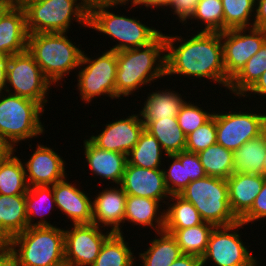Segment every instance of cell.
Returning a JSON list of instances; mask_svg holds the SVG:
<instances>
[{
    "instance_id": "22",
    "label": "cell",
    "mask_w": 266,
    "mask_h": 266,
    "mask_svg": "<svg viewBox=\"0 0 266 266\" xmlns=\"http://www.w3.org/2000/svg\"><path fill=\"white\" fill-rule=\"evenodd\" d=\"M265 176L234 172L228 179L230 208L234 216L240 220L252 207L260 193Z\"/></svg>"
},
{
    "instance_id": "9",
    "label": "cell",
    "mask_w": 266,
    "mask_h": 266,
    "mask_svg": "<svg viewBox=\"0 0 266 266\" xmlns=\"http://www.w3.org/2000/svg\"><path fill=\"white\" fill-rule=\"evenodd\" d=\"M99 54L100 52L92 57L83 50L79 68L75 73L77 89L74 90L78 91L81 102L90 106L94 99L98 100L101 96L105 99L109 97L111 101L116 100L117 52L104 50Z\"/></svg>"
},
{
    "instance_id": "42",
    "label": "cell",
    "mask_w": 266,
    "mask_h": 266,
    "mask_svg": "<svg viewBox=\"0 0 266 266\" xmlns=\"http://www.w3.org/2000/svg\"><path fill=\"white\" fill-rule=\"evenodd\" d=\"M266 220V177L260 193L254 200L251 209L239 220L245 225H251Z\"/></svg>"
},
{
    "instance_id": "19",
    "label": "cell",
    "mask_w": 266,
    "mask_h": 266,
    "mask_svg": "<svg viewBox=\"0 0 266 266\" xmlns=\"http://www.w3.org/2000/svg\"><path fill=\"white\" fill-rule=\"evenodd\" d=\"M69 179L66 177L52 185L56 209L58 208L57 211L59 210L61 215H66L64 219L67 218L72 224H91L93 196L90 194L93 192L86 193L80 188V184H72Z\"/></svg>"
},
{
    "instance_id": "23",
    "label": "cell",
    "mask_w": 266,
    "mask_h": 266,
    "mask_svg": "<svg viewBox=\"0 0 266 266\" xmlns=\"http://www.w3.org/2000/svg\"><path fill=\"white\" fill-rule=\"evenodd\" d=\"M164 207L152 198L127 195L124 224L139 225L137 228L142 227L143 230L151 227L150 230L155 233L161 232L164 229Z\"/></svg>"
},
{
    "instance_id": "31",
    "label": "cell",
    "mask_w": 266,
    "mask_h": 266,
    "mask_svg": "<svg viewBox=\"0 0 266 266\" xmlns=\"http://www.w3.org/2000/svg\"><path fill=\"white\" fill-rule=\"evenodd\" d=\"M166 155L159 141L144 129L136 145L127 154V164L149 169L163 168Z\"/></svg>"
},
{
    "instance_id": "50",
    "label": "cell",
    "mask_w": 266,
    "mask_h": 266,
    "mask_svg": "<svg viewBox=\"0 0 266 266\" xmlns=\"http://www.w3.org/2000/svg\"><path fill=\"white\" fill-rule=\"evenodd\" d=\"M15 152V147L0 134V161L7 159Z\"/></svg>"
},
{
    "instance_id": "11",
    "label": "cell",
    "mask_w": 266,
    "mask_h": 266,
    "mask_svg": "<svg viewBox=\"0 0 266 266\" xmlns=\"http://www.w3.org/2000/svg\"><path fill=\"white\" fill-rule=\"evenodd\" d=\"M246 226L238 221L229 226H217L212 230L205 254L201 257L202 266H260L255 254L250 251L242 240ZM241 233V234H240ZM251 252V253H250Z\"/></svg>"
},
{
    "instance_id": "26",
    "label": "cell",
    "mask_w": 266,
    "mask_h": 266,
    "mask_svg": "<svg viewBox=\"0 0 266 266\" xmlns=\"http://www.w3.org/2000/svg\"><path fill=\"white\" fill-rule=\"evenodd\" d=\"M154 236L153 239L151 238L152 241L149 240V245L145 244L148 246L144 248L146 251L138 252L136 261L142 262H138L141 266H169L183 254L171 234L161 231Z\"/></svg>"
},
{
    "instance_id": "4",
    "label": "cell",
    "mask_w": 266,
    "mask_h": 266,
    "mask_svg": "<svg viewBox=\"0 0 266 266\" xmlns=\"http://www.w3.org/2000/svg\"><path fill=\"white\" fill-rule=\"evenodd\" d=\"M65 33H36L28 35L27 50L34 57L44 76L58 87L65 77L79 68L82 44L73 42ZM77 44V45H76ZM80 45V47H79ZM76 69V70H75ZM58 85V86H57Z\"/></svg>"
},
{
    "instance_id": "28",
    "label": "cell",
    "mask_w": 266,
    "mask_h": 266,
    "mask_svg": "<svg viewBox=\"0 0 266 266\" xmlns=\"http://www.w3.org/2000/svg\"><path fill=\"white\" fill-rule=\"evenodd\" d=\"M147 130L160 143L167 155H174L185 151L186 135L178 125L177 118L142 120Z\"/></svg>"
},
{
    "instance_id": "55",
    "label": "cell",
    "mask_w": 266,
    "mask_h": 266,
    "mask_svg": "<svg viewBox=\"0 0 266 266\" xmlns=\"http://www.w3.org/2000/svg\"><path fill=\"white\" fill-rule=\"evenodd\" d=\"M89 3L96 2V1H118V0H87Z\"/></svg>"
},
{
    "instance_id": "13",
    "label": "cell",
    "mask_w": 266,
    "mask_h": 266,
    "mask_svg": "<svg viewBox=\"0 0 266 266\" xmlns=\"http://www.w3.org/2000/svg\"><path fill=\"white\" fill-rule=\"evenodd\" d=\"M64 228V258L67 266H92L105 240L112 234L96 224H69ZM106 231V232H105Z\"/></svg>"
},
{
    "instance_id": "6",
    "label": "cell",
    "mask_w": 266,
    "mask_h": 266,
    "mask_svg": "<svg viewBox=\"0 0 266 266\" xmlns=\"http://www.w3.org/2000/svg\"><path fill=\"white\" fill-rule=\"evenodd\" d=\"M5 246L17 258L20 266H63L64 228L30 227L13 236Z\"/></svg>"
},
{
    "instance_id": "24",
    "label": "cell",
    "mask_w": 266,
    "mask_h": 266,
    "mask_svg": "<svg viewBox=\"0 0 266 266\" xmlns=\"http://www.w3.org/2000/svg\"><path fill=\"white\" fill-rule=\"evenodd\" d=\"M168 88L157 90V87L154 91L152 88L151 93L149 92L147 97L144 98L141 109L137 111L140 114L141 120L177 118V114L187 97L182 93L179 94L178 90L176 92V90L173 91L169 86Z\"/></svg>"
},
{
    "instance_id": "12",
    "label": "cell",
    "mask_w": 266,
    "mask_h": 266,
    "mask_svg": "<svg viewBox=\"0 0 266 266\" xmlns=\"http://www.w3.org/2000/svg\"><path fill=\"white\" fill-rule=\"evenodd\" d=\"M52 85L28 50L8 57L5 92L31 99L45 109Z\"/></svg>"
},
{
    "instance_id": "35",
    "label": "cell",
    "mask_w": 266,
    "mask_h": 266,
    "mask_svg": "<svg viewBox=\"0 0 266 266\" xmlns=\"http://www.w3.org/2000/svg\"><path fill=\"white\" fill-rule=\"evenodd\" d=\"M266 71V42L260 50L253 55L245 64V67L231 80L228 87L233 98L241 99L242 96L256 83Z\"/></svg>"
},
{
    "instance_id": "38",
    "label": "cell",
    "mask_w": 266,
    "mask_h": 266,
    "mask_svg": "<svg viewBox=\"0 0 266 266\" xmlns=\"http://www.w3.org/2000/svg\"><path fill=\"white\" fill-rule=\"evenodd\" d=\"M255 5L256 0H222L223 32L227 29L253 27Z\"/></svg>"
},
{
    "instance_id": "1",
    "label": "cell",
    "mask_w": 266,
    "mask_h": 266,
    "mask_svg": "<svg viewBox=\"0 0 266 266\" xmlns=\"http://www.w3.org/2000/svg\"><path fill=\"white\" fill-rule=\"evenodd\" d=\"M186 38L181 34L165 35L166 77L178 75L182 78L205 79L218 84L227 93L230 80L224 66L221 32H204L193 30ZM190 37V38H188ZM185 38V39H184ZM193 77V78H192Z\"/></svg>"
},
{
    "instance_id": "14",
    "label": "cell",
    "mask_w": 266,
    "mask_h": 266,
    "mask_svg": "<svg viewBox=\"0 0 266 266\" xmlns=\"http://www.w3.org/2000/svg\"><path fill=\"white\" fill-rule=\"evenodd\" d=\"M221 40L225 72L231 81L266 42V31L256 27L227 29L221 32Z\"/></svg>"
},
{
    "instance_id": "17",
    "label": "cell",
    "mask_w": 266,
    "mask_h": 266,
    "mask_svg": "<svg viewBox=\"0 0 266 266\" xmlns=\"http://www.w3.org/2000/svg\"><path fill=\"white\" fill-rule=\"evenodd\" d=\"M106 187H102V191L95 190L94 193L98 192L92 197V223L112 233L124 234L127 194L120 185Z\"/></svg>"
},
{
    "instance_id": "53",
    "label": "cell",
    "mask_w": 266,
    "mask_h": 266,
    "mask_svg": "<svg viewBox=\"0 0 266 266\" xmlns=\"http://www.w3.org/2000/svg\"><path fill=\"white\" fill-rule=\"evenodd\" d=\"M10 5H22L26 0H4Z\"/></svg>"
},
{
    "instance_id": "51",
    "label": "cell",
    "mask_w": 266,
    "mask_h": 266,
    "mask_svg": "<svg viewBox=\"0 0 266 266\" xmlns=\"http://www.w3.org/2000/svg\"><path fill=\"white\" fill-rule=\"evenodd\" d=\"M8 56L0 54V93L5 92L7 82Z\"/></svg>"
},
{
    "instance_id": "15",
    "label": "cell",
    "mask_w": 266,
    "mask_h": 266,
    "mask_svg": "<svg viewBox=\"0 0 266 266\" xmlns=\"http://www.w3.org/2000/svg\"><path fill=\"white\" fill-rule=\"evenodd\" d=\"M128 113L126 118L108 121L103 124L102 131L97 130V134L86 135V137L98 148L123 153L127 155L138 142L140 134L145 129L139 112ZM101 132V133H99Z\"/></svg>"
},
{
    "instance_id": "39",
    "label": "cell",
    "mask_w": 266,
    "mask_h": 266,
    "mask_svg": "<svg viewBox=\"0 0 266 266\" xmlns=\"http://www.w3.org/2000/svg\"><path fill=\"white\" fill-rule=\"evenodd\" d=\"M166 160L168 168L164 164L162 169L167 189L170 195H179L191 182L186 171V150L174 155H166Z\"/></svg>"
},
{
    "instance_id": "20",
    "label": "cell",
    "mask_w": 266,
    "mask_h": 266,
    "mask_svg": "<svg viewBox=\"0 0 266 266\" xmlns=\"http://www.w3.org/2000/svg\"><path fill=\"white\" fill-rule=\"evenodd\" d=\"M84 165L94 174V179L99 178L102 182L108 181L109 184L120 185L125 167L127 164V155L114 151H107L96 147L89 139L83 140ZM96 177V178H95Z\"/></svg>"
},
{
    "instance_id": "27",
    "label": "cell",
    "mask_w": 266,
    "mask_h": 266,
    "mask_svg": "<svg viewBox=\"0 0 266 266\" xmlns=\"http://www.w3.org/2000/svg\"><path fill=\"white\" fill-rule=\"evenodd\" d=\"M55 208L52 186L29 187L26 193L27 228L54 226V223L51 224V221H48L47 216L52 215L51 211L57 210Z\"/></svg>"
},
{
    "instance_id": "43",
    "label": "cell",
    "mask_w": 266,
    "mask_h": 266,
    "mask_svg": "<svg viewBox=\"0 0 266 266\" xmlns=\"http://www.w3.org/2000/svg\"><path fill=\"white\" fill-rule=\"evenodd\" d=\"M197 3V0H172L165 11V14L170 8V12L173 14L172 16L176 17H174L172 20L178 19V23H181L183 26L194 14Z\"/></svg>"
},
{
    "instance_id": "52",
    "label": "cell",
    "mask_w": 266,
    "mask_h": 266,
    "mask_svg": "<svg viewBox=\"0 0 266 266\" xmlns=\"http://www.w3.org/2000/svg\"><path fill=\"white\" fill-rule=\"evenodd\" d=\"M11 5L8 4L4 0H0V16L10 7Z\"/></svg>"
},
{
    "instance_id": "36",
    "label": "cell",
    "mask_w": 266,
    "mask_h": 266,
    "mask_svg": "<svg viewBox=\"0 0 266 266\" xmlns=\"http://www.w3.org/2000/svg\"><path fill=\"white\" fill-rule=\"evenodd\" d=\"M207 176L228 179L233 172V151L214 144L197 153Z\"/></svg>"
},
{
    "instance_id": "16",
    "label": "cell",
    "mask_w": 266,
    "mask_h": 266,
    "mask_svg": "<svg viewBox=\"0 0 266 266\" xmlns=\"http://www.w3.org/2000/svg\"><path fill=\"white\" fill-rule=\"evenodd\" d=\"M33 154H29L28 159L23 160L25 167L26 181L29 187L32 186H52L56 182L65 179L67 173L65 159L54 148L36 143ZM63 158V159H62ZM68 174V175H67Z\"/></svg>"
},
{
    "instance_id": "10",
    "label": "cell",
    "mask_w": 266,
    "mask_h": 266,
    "mask_svg": "<svg viewBox=\"0 0 266 266\" xmlns=\"http://www.w3.org/2000/svg\"><path fill=\"white\" fill-rule=\"evenodd\" d=\"M239 103H241L242 108L237 106L235 107L236 109H232L229 106L227 108L225 106L224 109H229V111L220 109L222 112L215 110L213 114L215 117L217 144L233 152L245 142L258 137L266 130V113L263 114L260 110H257L262 108L261 106L264 104H258V107H252L251 110L250 107H246V103L243 105L242 101Z\"/></svg>"
},
{
    "instance_id": "32",
    "label": "cell",
    "mask_w": 266,
    "mask_h": 266,
    "mask_svg": "<svg viewBox=\"0 0 266 266\" xmlns=\"http://www.w3.org/2000/svg\"><path fill=\"white\" fill-rule=\"evenodd\" d=\"M164 209V229H185L204 222L192 203L180 195H171Z\"/></svg>"
},
{
    "instance_id": "2",
    "label": "cell",
    "mask_w": 266,
    "mask_h": 266,
    "mask_svg": "<svg viewBox=\"0 0 266 266\" xmlns=\"http://www.w3.org/2000/svg\"><path fill=\"white\" fill-rule=\"evenodd\" d=\"M163 78H166L163 32L147 46L117 52L116 100L137 96L135 92L142 87Z\"/></svg>"
},
{
    "instance_id": "7",
    "label": "cell",
    "mask_w": 266,
    "mask_h": 266,
    "mask_svg": "<svg viewBox=\"0 0 266 266\" xmlns=\"http://www.w3.org/2000/svg\"><path fill=\"white\" fill-rule=\"evenodd\" d=\"M44 111L38 102L31 99L0 93V134L15 147V152L24 141H29V144L32 139L44 136L46 130L41 121Z\"/></svg>"
},
{
    "instance_id": "46",
    "label": "cell",
    "mask_w": 266,
    "mask_h": 266,
    "mask_svg": "<svg viewBox=\"0 0 266 266\" xmlns=\"http://www.w3.org/2000/svg\"><path fill=\"white\" fill-rule=\"evenodd\" d=\"M254 94V95H253ZM256 99L266 98V71L260 76L256 83L242 96L244 98H250L252 96ZM255 95L259 96L256 97ZM250 97V98H249Z\"/></svg>"
},
{
    "instance_id": "44",
    "label": "cell",
    "mask_w": 266,
    "mask_h": 266,
    "mask_svg": "<svg viewBox=\"0 0 266 266\" xmlns=\"http://www.w3.org/2000/svg\"><path fill=\"white\" fill-rule=\"evenodd\" d=\"M186 171L190 181L201 179L207 176L197 153L186 151Z\"/></svg>"
},
{
    "instance_id": "47",
    "label": "cell",
    "mask_w": 266,
    "mask_h": 266,
    "mask_svg": "<svg viewBox=\"0 0 266 266\" xmlns=\"http://www.w3.org/2000/svg\"><path fill=\"white\" fill-rule=\"evenodd\" d=\"M253 27L266 31V0H256Z\"/></svg>"
},
{
    "instance_id": "49",
    "label": "cell",
    "mask_w": 266,
    "mask_h": 266,
    "mask_svg": "<svg viewBox=\"0 0 266 266\" xmlns=\"http://www.w3.org/2000/svg\"><path fill=\"white\" fill-rule=\"evenodd\" d=\"M0 266H20L17 258L5 245H0Z\"/></svg>"
},
{
    "instance_id": "8",
    "label": "cell",
    "mask_w": 266,
    "mask_h": 266,
    "mask_svg": "<svg viewBox=\"0 0 266 266\" xmlns=\"http://www.w3.org/2000/svg\"><path fill=\"white\" fill-rule=\"evenodd\" d=\"M179 195L192 203L204 222L215 227L239 221L230 208L226 179L206 176L191 181Z\"/></svg>"
},
{
    "instance_id": "21",
    "label": "cell",
    "mask_w": 266,
    "mask_h": 266,
    "mask_svg": "<svg viewBox=\"0 0 266 266\" xmlns=\"http://www.w3.org/2000/svg\"><path fill=\"white\" fill-rule=\"evenodd\" d=\"M26 14L21 5H11L0 16V54L11 56L27 50Z\"/></svg>"
},
{
    "instance_id": "54",
    "label": "cell",
    "mask_w": 266,
    "mask_h": 266,
    "mask_svg": "<svg viewBox=\"0 0 266 266\" xmlns=\"http://www.w3.org/2000/svg\"><path fill=\"white\" fill-rule=\"evenodd\" d=\"M263 175L266 177V155H265V158H264Z\"/></svg>"
},
{
    "instance_id": "45",
    "label": "cell",
    "mask_w": 266,
    "mask_h": 266,
    "mask_svg": "<svg viewBox=\"0 0 266 266\" xmlns=\"http://www.w3.org/2000/svg\"><path fill=\"white\" fill-rule=\"evenodd\" d=\"M122 2H123V8H125L126 6H128L129 5V3H130V5H129V7H130V9L132 8V9H138V8H140L141 9V7H142V9H145L146 8V10H148L149 8L151 9V10H153L154 8H156V9H154V10H157V11H159V9H161V11L163 10V11H165L166 10V8H168V6L170 5V3L172 2V0H122ZM139 6V7H138ZM144 6H145V8H144ZM134 7V8H133Z\"/></svg>"
},
{
    "instance_id": "33",
    "label": "cell",
    "mask_w": 266,
    "mask_h": 266,
    "mask_svg": "<svg viewBox=\"0 0 266 266\" xmlns=\"http://www.w3.org/2000/svg\"><path fill=\"white\" fill-rule=\"evenodd\" d=\"M211 223L203 222L194 227L185 229H163L177 241L183 254L202 257L207 249L209 236L214 229Z\"/></svg>"
},
{
    "instance_id": "40",
    "label": "cell",
    "mask_w": 266,
    "mask_h": 266,
    "mask_svg": "<svg viewBox=\"0 0 266 266\" xmlns=\"http://www.w3.org/2000/svg\"><path fill=\"white\" fill-rule=\"evenodd\" d=\"M196 101L195 103L194 101L190 102V100L185 101L177 114L178 125L186 136L209 121L215 112L213 109L211 111L212 107H210L209 112L208 109L206 111L203 106L201 107L204 103L198 104Z\"/></svg>"
},
{
    "instance_id": "25",
    "label": "cell",
    "mask_w": 266,
    "mask_h": 266,
    "mask_svg": "<svg viewBox=\"0 0 266 266\" xmlns=\"http://www.w3.org/2000/svg\"><path fill=\"white\" fill-rule=\"evenodd\" d=\"M27 229L26 194H0V245Z\"/></svg>"
},
{
    "instance_id": "3",
    "label": "cell",
    "mask_w": 266,
    "mask_h": 266,
    "mask_svg": "<svg viewBox=\"0 0 266 266\" xmlns=\"http://www.w3.org/2000/svg\"><path fill=\"white\" fill-rule=\"evenodd\" d=\"M122 7V1H96L89 3V29L103 34L115 42L110 51H123L144 47L153 42L161 33L150 24L140 21L139 17L113 12L114 7ZM111 10V11H110ZM122 14V15H121ZM139 18V19H138ZM149 25V26H148ZM115 39V40H114Z\"/></svg>"
},
{
    "instance_id": "30",
    "label": "cell",
    "mask_w": 266,
    "mask_h": 266,
    "mask_svg": "<svg viewBox=\"0 0 266 266\" xmlns=\"http://www.w3.org/2000/svg\"><path fill=\"white\" fill-rule=\"evenodd\" d=\"M124 235L127 234L112 233L103 243L92 266H138L135 265V248L133 250Z\"/></svg>"
},
{
    "instance_id": "41",
    "label": "cell",
    "mask_w": 266,
    "mask_h": 266,
    "mask_svg": "<svg viewBox=\"0 0 266 266\" xmlns=\"http://www.w3.org/2000/svg\"><path fill=\"white\" fill-rule=\"evenodd\" d=\"M217 143V132L215 117L213 116L205 124L186 136L185 150L192 153H199L209 146Z\"/></svg>"
},
{
    "instance_id": "29",
    "label": "cell",
    "mask_w": 266,
    "mask_h": 266,
    "mask_svg": "<svg viewBox=\"0 0 266 266\" xmlns=\"http://www.w3.org/2000/svg\"><path fill=\"white\" fill-rule=\"evenodd\" d=\"M233 172L263 175L266 130L233 152Z\"/></svg>"
},
{
    "instance_id": "18",
    "label": "cell",
    "mask_w": 266,
    "mask_h": 266,
    "mask_svg": "<svg viewBox=\"0 0 266 266\" xmlns=\"http://www.w3.org/2000/svg\"><path fill=\"white\" fill-rule=\"evenodd\" d=\"M120 186L127 195L152 198L163 206L171 196L162 168L149 169L126 164Z\"/></svg>"
},
{
    "instance_id": "48",
    "label": "cell",
    "mask_w": 266,
    "mask_h": 266,
    "mask_svg": "<svg viewBox=\"0 0 266 266\" xmlns=\"http://www.w3.org/2000/svg\"><path fill=\"white\" fill-rule=\"evenodd\" d=\"M169 266H202V260L196 255L182 254Z\"/></svg>"
},
{
    "instance_id": "37",
    "label": "cell",
    "mask_w": 266,
    "mask_h": 266,
    "mask_svg": "<svg viewBox=\"0 0 266 266\" xmlns=\"http://www.w3.org/2000/svg\"><path fill=\"white\" fill-rule=\"evenodd\" d=\"M195 22L197 26H195L194 28H198L196 32H223L222 0H199L194 10V14L184 24L185 30L186 27H188L187 25L194 24ZM199 25L201 27V30L199 29Z\"/></svg>"
},
{
    "instance_id": "5",
    "label": "cell",
    "mask_w": 266,
    "mask_h": 266,
    "mask_svg": "<svg viewBox=\"0 0 266 266\" xmlns=\"http://www.w3.org/2000/svg\"><path fill=\"white\" fill-rule=\"evenodd\" d=\"M21 6L28 34L68 33L73 21L79 28H89L87 0H26Z\"/></svg>"
},
{
    "instance_id": "34",
    "label": "cell",
    "mask_w": 266,
    "mask_h": 266,
    "mask_svg": "<svg viewBox=\"0 0 266 266\" xmlns=\"http://www.w3.org/2000/svg\"><path fill=\"white\" fill-rule=\"evenodd\" d=\"M15 154L0 161V194L6 196L26 194L29 188L23 158Z\"/></svg>"
}]
</instances>
